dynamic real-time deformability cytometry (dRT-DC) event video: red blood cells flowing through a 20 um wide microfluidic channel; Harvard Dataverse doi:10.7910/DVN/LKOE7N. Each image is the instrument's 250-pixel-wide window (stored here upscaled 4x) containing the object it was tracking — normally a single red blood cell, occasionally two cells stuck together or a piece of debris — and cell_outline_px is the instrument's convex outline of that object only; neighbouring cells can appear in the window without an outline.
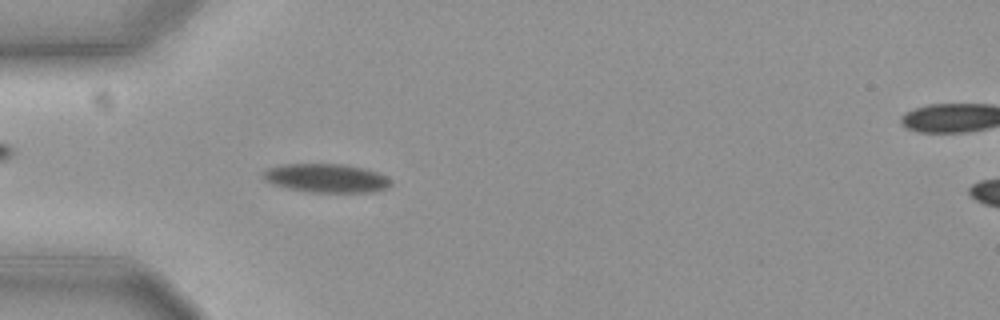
{"species": "common noctule bat (a hibernating species)", "species_latin": "Nyctalus noctula", "temperature_condition": "cold", "stored_images_in_passage": 57, "camera_frame_rate_fps": 3000, "um_per_image_px": 0.085, "animal": {"sex": "female", "body_mass_g": 19.3, "forearm_length_mm": 54.1}, "frame": {"image": 1, "passage_image": 17, "time_ms": 5.333, "image_size_px": [1000, 320], "cell_outline_px": [[392, 184], [388, 188], [372, 192], [312, 192], [288, 188], [272, 184], [264, 180], [264, 172], [268, 168], [284, 164], [340, 164], [360, 168], [376, 172], [384, 176]], "centroid_in_image_um": [27.71, 15.15], "position_along_channel_um": 57.3, "area_um2": 20.98}}
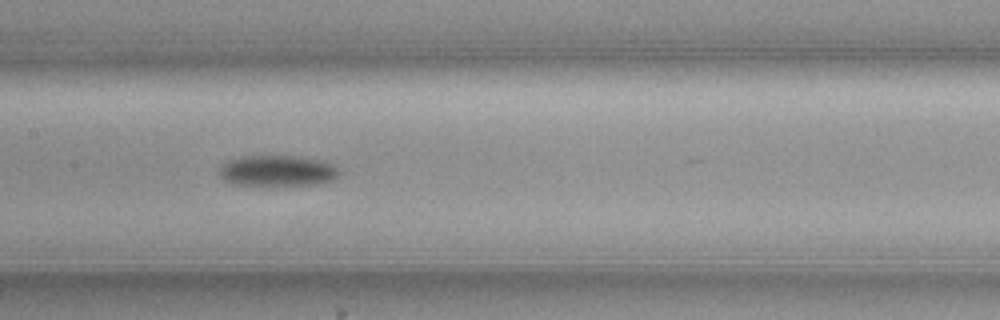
{"frame": {"image": 2, "passage_image": 28, "time_ms": 9.0, "image_size_px": [1000, 320], "cell_outline_px": [[340, 172], [336, 176], [328, 180], [316, 184], [284, 188], [232, 184], [224, 180], [216, 172], [228, 160], [240, 156], [300, 156], [324, 160], [332, 164]], "centroid_in_image_um": [23.53, 14.55], "position_along_channel_um": 183.9, "area_um2": 22.48}}
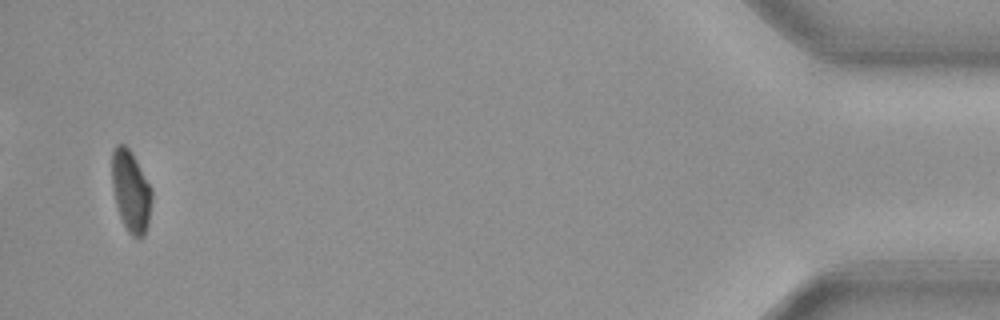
{"frame": {"image": 3, "passage_image": 55, "time_ms": 18.0, "image_size_px": [1000, 320], "cell_outline_px": [[152, 200], [148, 224], [144, 236], [132, 236], [128, 232], [120, 216], [116, 204], [112, 184], [112, 152], [116, 144], [124, 144], [132, 152], [152, 188]], "centroid_in_image_um": [11.13, 16.23], "position_along_channel_um": 424.1, "area_um2": 18.9}, "authors_computed_cell_mechanics": {"area_um2": 20.5768, "velocity_mm_per_s": 3.6286, "shape_relaxation_time_tau1_ms": 5.1343, "shape_relaxation_time_tau2_ms": null, "deformation_change_tau1": 0.1213, "deformation_change_tau2": null}}